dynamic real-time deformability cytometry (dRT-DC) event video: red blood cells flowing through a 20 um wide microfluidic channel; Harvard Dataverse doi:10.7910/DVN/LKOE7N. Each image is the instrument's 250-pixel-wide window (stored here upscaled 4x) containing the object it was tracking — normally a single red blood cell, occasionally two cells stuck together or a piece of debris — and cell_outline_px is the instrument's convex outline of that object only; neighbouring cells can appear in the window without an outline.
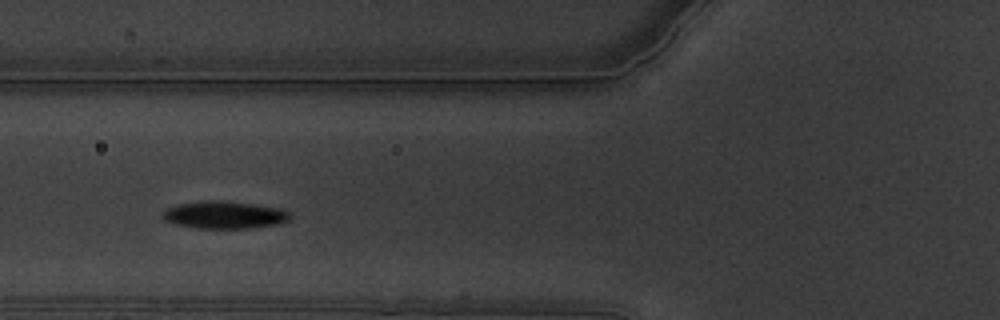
{"species": "common noctule bat (a hibernating species)", "species_latin": "Nyctalus noctula", "temperature_condition": "warm", "stored_images_in_passage": 50, "camera_frame_rate_fps": 3000, "um_per_image_px": 0.085, "animal": {"sex": "male", "body_mass_g": 19.5, "forearm_length_mm": 54.6}, "frame": {"image": 1, "passage_image": 13, "time_ms": 4.0, "image_size_px": [1000, 320], "cell_outline_px": [[288, 220], [280, 224], [248, 228], [196, 228], [176, 224], [164, 220], [160, 216], [168, 208], [176, 204], [208, 200], [212, 200], [252, 204], [280, 208], [288, 212]], "centroid_in_image_um": [19.03, 18.27], "position_along_channel_um": 106.8, "area_um2": 20.11}}
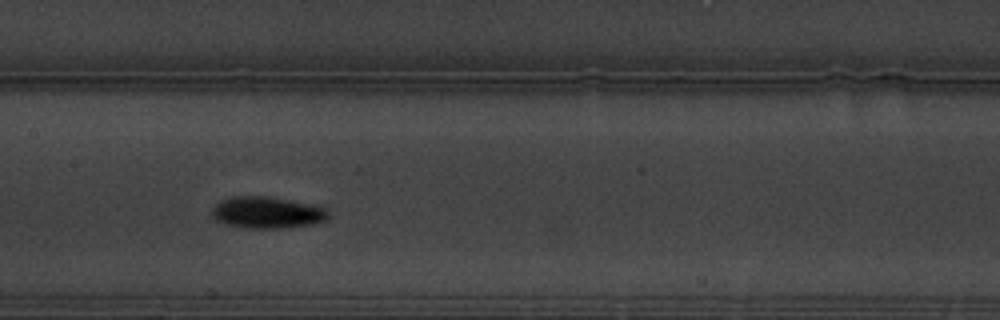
{"frame": {"image": 2, "passage_image": 20, "time_ms": 6.333, "image_size_px": [1000, 320], "cell_outline_px": [[328, 220], [312, 224], [280, 228], [244, 228], [224, 224], [216, 220], [212, 216], [212, 208], [220, 200], [232, 196], [264, 196], [312, 204], [324, 208], [328, 212]], "centroid_in_image_um": [22.66, 18.07], "position_along_channel_um": 184.7, "area_um2": 21.44}}
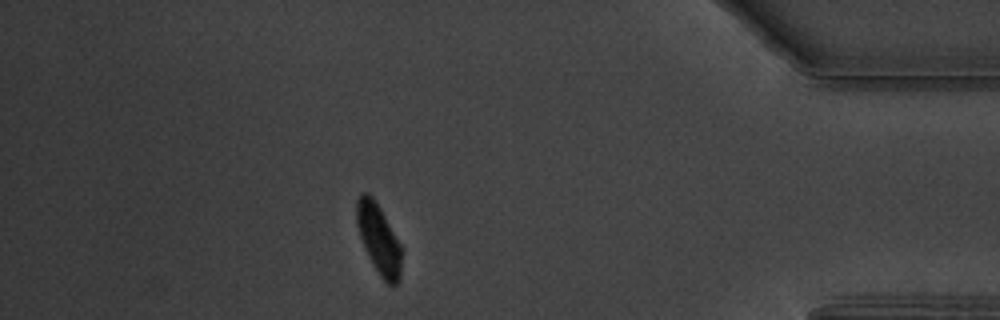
{"frame": {"image": 3, "passage_image": 43, "time_ms": 14.0, "image_size_px": [1000, 320], "cell_outline_px": [[400, 280], [396, 284], [388, 284], [380, 276], [372, 264], [364, 248], [356, 224], [356, 200], [364, 192], [368, 192], [372, 196], [380, 208], [400, 244]], "centroid_in_image_um": [32.16, 20.31], "position_along_channel_um": 403.0, "area_um2": 17.98}, "authors_computed_cell_mechanics": {"area_um2": 19.1896, "velocity_mm_per_s": 3.3431, "shape_relaxation_time_tau1_ms": 2.3567, "shape_relaxation_time_tau2_ms": null, "deformation_change_tau1": 0.1248, "deformation_change_tau2": null}}